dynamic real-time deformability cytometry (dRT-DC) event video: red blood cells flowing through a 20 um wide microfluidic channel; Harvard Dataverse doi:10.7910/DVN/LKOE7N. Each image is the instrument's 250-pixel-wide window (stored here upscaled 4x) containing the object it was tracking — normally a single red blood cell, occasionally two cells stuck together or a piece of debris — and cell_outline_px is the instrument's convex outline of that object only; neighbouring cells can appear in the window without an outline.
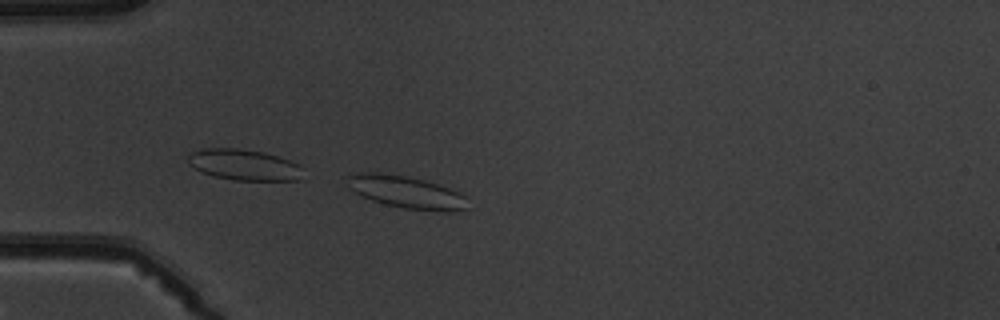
{"species": "common noctule bat (a hibernating species)", "species_latin": "Nyctalus noctula", "temperature_condition": "warm", "stored_images_in_passage": 4, "camera_frame_rate_fps": 3000, "um_per_image_px": 0.085, "animal": {"sex": "male", "body_mass_g": 19.5, "forearm_length_mm": 54.6}, "frame": {"image": 1, "passage_image": 4, "time_ms": 3.333, "image_size_px": [1000, 320], "cell_outline_px": [[468, 208], [440, 212], [404, 208], [384, 204], [372, 200], [348, 188], [348, 172], [380, 172], [408, 176], [424, 180], [460, 192], [464, 196]], "centroid_in_image_um": [34.49, 16.31], "position_along_channel_um": 50.5, "area_um2": 22.66}}